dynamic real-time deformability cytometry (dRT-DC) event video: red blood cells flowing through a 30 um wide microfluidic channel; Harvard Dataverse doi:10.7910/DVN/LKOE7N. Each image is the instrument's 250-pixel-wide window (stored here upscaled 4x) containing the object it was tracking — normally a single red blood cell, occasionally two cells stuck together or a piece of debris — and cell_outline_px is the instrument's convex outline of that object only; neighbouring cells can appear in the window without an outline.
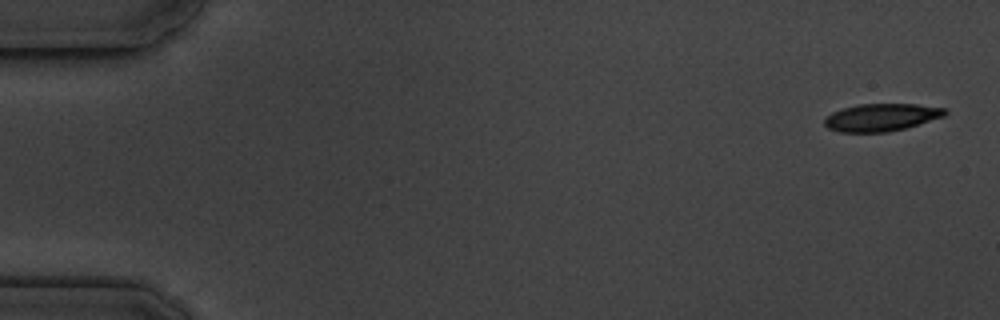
{"species": "common noctule bat (a hibernating species)", "species_latin": "Nyctalus noctula", "temperature_condition": "cold", "stored_images_in_passage": 5, "camera_frame_rate_fps": 3000, "um_per_image_px": 0.085, "animal": {"sex": "male", "body_mass_g": 19.5, "forearm_length_mm": 54.6}, "frame": {"image": 1, "passage_image": 1, "time_ms": 0.0, "image_size_px": [1000, 320], "cell_outline_px": [[948, 112], [944, 116], [904, 128], [888, 132], [840, 132], [828, 128], [824, 124], [824, 120], [832, 112], [844, 108], [860, 104], [916, 104], [944, 108]], "centroid_in_image_um": [74.9, 9.97], "position_along_channel_um": 10.1, "area_um2": 19.07}}
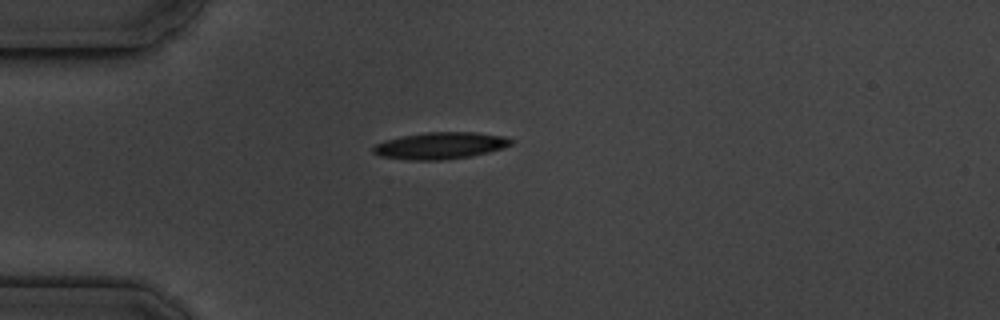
{"frame": {"image": 2, "passage_image": 5, "time_ms": 4.333, "image_size_px": [1000, 320], "cell_outline_px": [[516, 140], [512, 144], [504, 148], [472, 156], [440, 160], [408, 160], [380, 156], [372, 152], [372, 148], [376, 144], [400, 136], [428, 132], [476, 132], [504, 136]], "centroid_in_image_um": [37.47, 12.38], "position_along_channel_um": 47.5, "area_um2": 21.62}}